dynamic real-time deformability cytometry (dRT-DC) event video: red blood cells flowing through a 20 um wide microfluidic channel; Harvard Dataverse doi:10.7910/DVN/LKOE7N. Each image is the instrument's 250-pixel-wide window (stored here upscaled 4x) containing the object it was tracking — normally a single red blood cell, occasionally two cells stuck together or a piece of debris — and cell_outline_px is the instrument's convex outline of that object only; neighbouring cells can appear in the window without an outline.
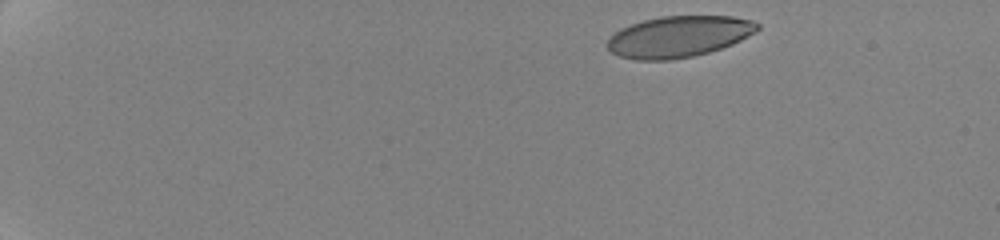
{"species": "human", "species_latin": "Homo sapiens", "temperature_condition": "cold", "stored_images_in_passage": 34, "camera_frame_rate_fps": 3000, "um_per_image_px": 0.085, "donor": {"sex": "female"}, "frame": {"image": 1, "passage_image": 1, "time_ms": 0.0, "image_size_px": [1000, 240], "cell_outline_px": [[760, 28], [756, 32], [732, 44], [708, 52], [692, 56], [672, 60], [636, 60], [620, 56], [612, 52], [608, 48], [608, 40], [620, 28], [644, 20], [660, 16], [732, 16], [752, 20], [760, 24]], "centroid_in_image_um": [57.72, 3.1], "position_along_channel_um": 27.3, "area_um2": 35.89}}
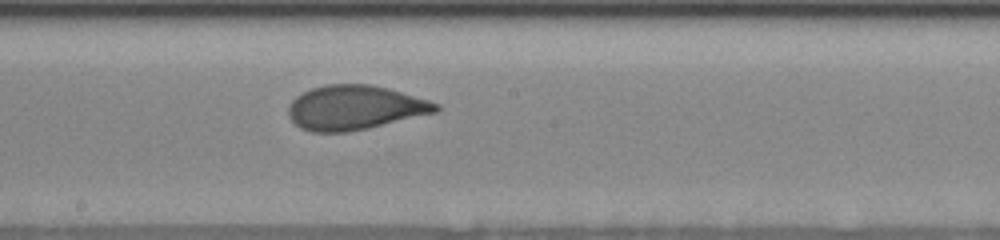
{"frame": {"image": 2, "passage_image": 20, "time_ms": 9.0, "image_size_px": [1000, 240], "cell_outline_px": [[440, 108], [436, 112], [368, 128], [348, 132], [312, 132], [300, 128], [288, 116], [288, 108], [292, 100], [296, 96], [312, 88], [328, 84], [372, 84], [388, 88], [428, 100], [440, 104]], "centroid_in_image_um": [30.14, 9.15], "position_along_channel_um": 218.1, "area_um2": 38.03}}
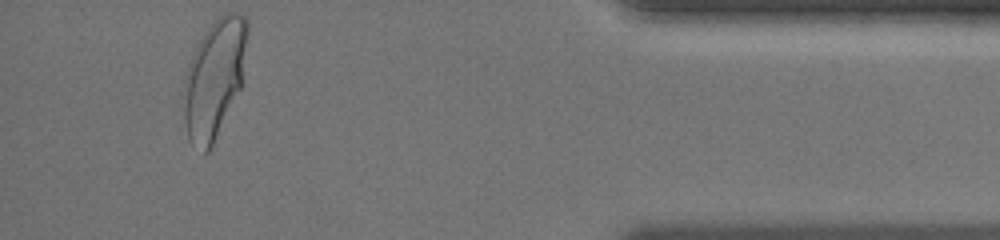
{"frame": {"image": 3, "passage_image": 34, "time_ms": 15.667, "image_size_px": [1000, 240], "cell_outline_px": [[248, 32], [240, 88], [212, 148], [208, 152], [204, 152], [188, 140], [184, 120], [184, 72], [196, 44], [204, 32], [220, 12], [236, 12], [244, 16], [248, 20]], "centroid_in_image_um": [18.2, 6.63], "position_along_channel_um": 417.0, "area_um2": 44.22}, "authors_computed_cell_mechanics": {"area_um2": 38.0613, "velocity_mm_per_s": 3.5101, "shape_relaxation_time_tau1_ms": 4.1741, "shape_relaxation_time_tau2_ms": null, "deformation_change_tau1": 0.1487, "deformation_change_tau2": null}}